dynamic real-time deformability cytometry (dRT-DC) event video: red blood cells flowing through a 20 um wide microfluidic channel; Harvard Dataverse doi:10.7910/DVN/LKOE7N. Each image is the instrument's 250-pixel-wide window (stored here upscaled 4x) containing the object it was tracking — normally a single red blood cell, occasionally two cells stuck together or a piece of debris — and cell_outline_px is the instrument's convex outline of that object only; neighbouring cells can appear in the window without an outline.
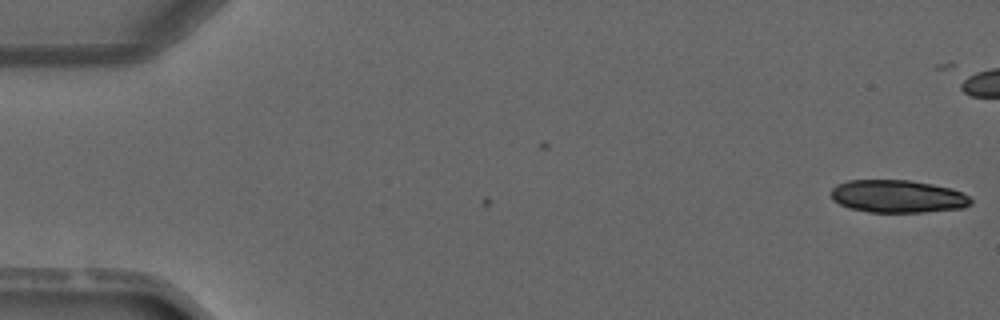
{"species": "common noctule bat (a hibernating species)", "species_latin": "Nyctalus noctula", "temperature_condition": "warm", "stored_images_in_passage": 2, "camera_frame_rate_fps": 3000, "um_per_image_px": 0.085, "animal": {"sex": "male", "forearm_length_mm": 52.5}, "frame": {"image": 1, "passage_image": 2, "time_ms": 1.333, "image_size_px": [1000, 320], "cell_outline_px": [[972, 204], [964, 208], [924, 212], [868, 212], [848, 208], [832, 200], [832, 188], [836, 184], [848, 180], [908, 180], [932, 184], [952, 188], [968, 196], [972, 200]], "centroid_in_image_um": [76.3, 16.69], "position_along_channel_um": 8.7, "area_um2": 26.76}}